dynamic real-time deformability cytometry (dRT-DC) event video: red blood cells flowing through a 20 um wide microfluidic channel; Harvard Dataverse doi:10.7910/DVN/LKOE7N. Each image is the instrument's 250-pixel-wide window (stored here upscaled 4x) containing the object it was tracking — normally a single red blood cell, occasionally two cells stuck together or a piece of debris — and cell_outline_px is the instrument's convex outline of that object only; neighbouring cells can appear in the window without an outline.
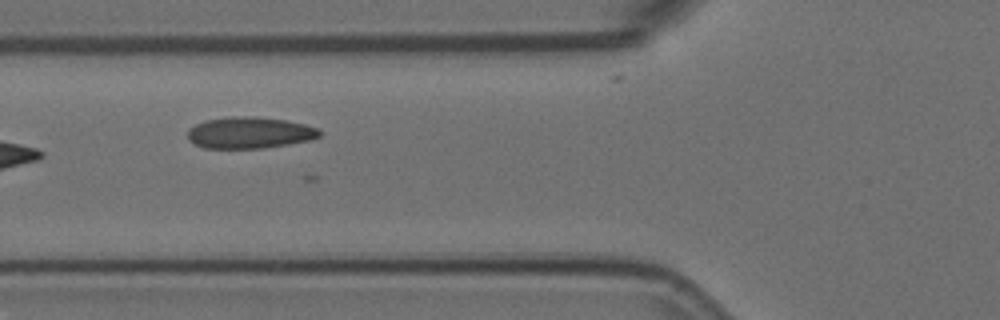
{"species": "Egyptian fruit bat (a non-hibernating species)", "species_latin": "Rousettus aegyptiacus", "temperature_condition": "room temperature", "stored_images_in_passage": 15, "camera_frame_rate_fps": 3000, "um_per_image_px": 0.085, "animal": {"sex": "female"}, "frame": {"image": 1, "passage_image": 6, "time_ms": 1.667, "image_size_px": [1000, 320], "cell_outline_px": [[320, 136], [312, 140], [264, 148], [204, 148], [188, 140], [188, 128], [204, 120], [236, 116], [248, 116], [288, 120], [320, 128]], "centroid_in_image_um": [21.23, 11.28], "position_along_channel_um": 104.6, "area_um2": 24.28}}
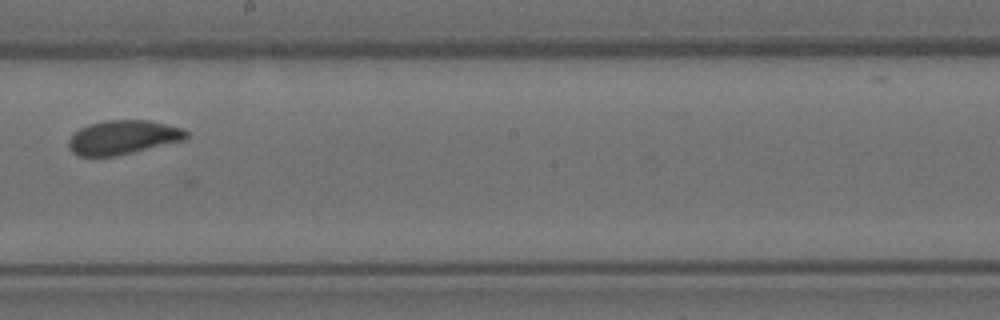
{"frame": {"image": 2, "passage_image": 9, "time_ms": 2.667, "image_size_px": [1000, 320], "cell_outline_px": [[188, 136], [184, 140], [132, 152], [112, 156], [80, 156], [72, 152], [68, 148], [68, 140], [80, 128], [88, 124], [108, 120], [152, 120], [184, 128], [188, 132]], "centroid_in_image_um": [10.47, 11.66], "position_along_channel_um": 237.7, "area_um2": 23.29}}
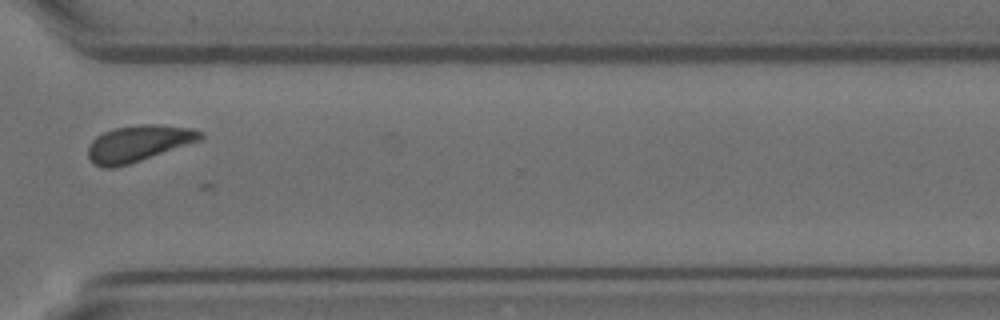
{"frame": {"image": 3, "passage_image": 12, "time_ms": 3.667, "image_size_px": [1000, 320], "cell_outline_px": [[204, 140], [116, 168], [100, 168], [92, 164], [88, 156], [88, 144], [96, 136], [104, 132], [116, 128], [136, 124], [160, 124], [192, 128], [204, 132]], "centroid_in_image_um": [11.79, 12.2], "position_along_channel_um": 358.8, "area_um2": 24.33}}